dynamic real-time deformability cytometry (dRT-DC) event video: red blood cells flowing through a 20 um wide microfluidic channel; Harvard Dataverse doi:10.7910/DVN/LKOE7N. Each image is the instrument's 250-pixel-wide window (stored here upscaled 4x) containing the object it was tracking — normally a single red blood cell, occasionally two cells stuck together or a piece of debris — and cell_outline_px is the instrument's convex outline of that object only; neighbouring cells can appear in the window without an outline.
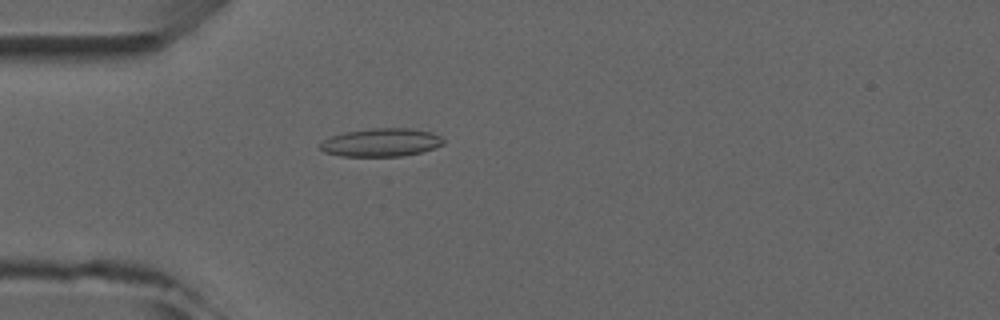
{"species": "common noctule bat (a hibernating species)", "species_latin": "Nyctalus noctula", "temperature_condition": "room temperature", "stored_images_in_passage": 5, "camera_frame_rate_fps": 3000, "um_per_image_px": 0.085, "animal": {"sex": "male", "forearm_length_mm": 52.5}, "frame": {"image": 1, "passage_image": 5, "time_ms": 4.333, "image_size_px": [1000, 320], "cell_outline_px": [[444, 144], [420, 152], [400, 156], [340, 156], [324, 152], [320, 148], [320, 144], [324, 140], [332, 136], [344, 132], [372, 128], [408, 128], [432, 132], [440, 136], [444, 140]], "centroid_in_image_um": [32.39, 12.1], "position_along_channel_um": 52.6, "area_um2": 20.11}}